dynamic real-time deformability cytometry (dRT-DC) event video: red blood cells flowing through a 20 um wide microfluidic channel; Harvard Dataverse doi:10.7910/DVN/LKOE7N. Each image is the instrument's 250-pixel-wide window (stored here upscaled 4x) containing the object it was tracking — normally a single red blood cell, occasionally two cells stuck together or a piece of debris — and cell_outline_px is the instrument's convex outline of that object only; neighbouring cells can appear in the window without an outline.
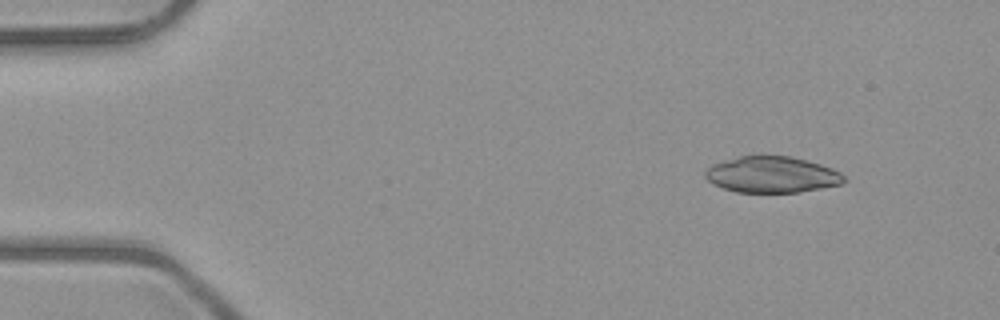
{"species": "common noctule bat (a hibernating species)", "species_latin": "Nyctalus noctula", "temperature_condition": "room temperature", "stored_images_in_passage": 46, "camera_frame_rate_fps": 3000, "um_per_image_px": 0.085, "animal": {"sex": "male", "body_mass_g": 23.1, "forearm_length_mm": 52.7}, "frame": {"image": 1, "passage_image": 1, "time_ms": 0.0, "image_size_px": [1000, 320], "cell_outline_px": [[848, 180], [844, 184], [800, 192], [736, 192], [712, 184], [704, 176], [704, 172], [712, 164], [740, 156], [788, 156], [820, 164], [832, 168], [840, 172]], "centroid_in_image_um": [65.63, 14.85], "position_along_channel_um": 19.4, "area_um2": 29.25}}